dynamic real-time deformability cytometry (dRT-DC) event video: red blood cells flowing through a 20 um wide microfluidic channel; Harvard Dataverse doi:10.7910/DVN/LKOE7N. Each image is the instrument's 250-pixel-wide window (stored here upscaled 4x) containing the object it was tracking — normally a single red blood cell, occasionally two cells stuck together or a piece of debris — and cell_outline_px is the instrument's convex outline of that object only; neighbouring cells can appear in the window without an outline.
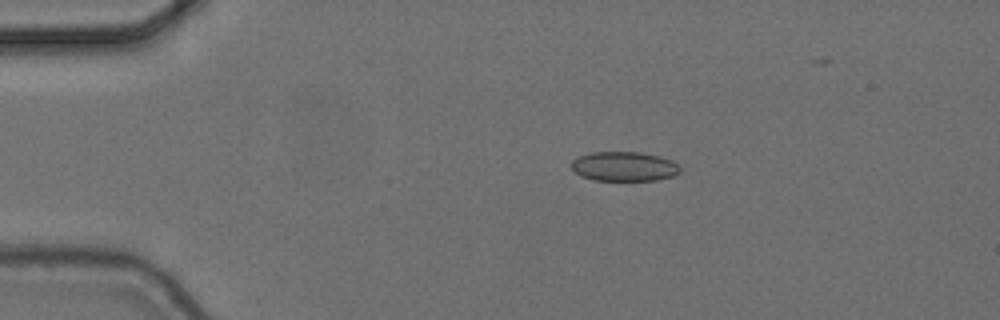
{"species": "common noctule bat (a hibernating species)", "species_latin": "Nyctalus noctula", "temperature_condition": "cold", "stored_images_in_passage": 7, "camera_frame_rate_fps": 3000, "um_per_image_px": 0.085, "animal": {"sex": "female", "body_mass_g": 24.6, "forearm_length_mm": 56.2}, "frame": {"image": 1, "passage_image": 4, "time_ms": 1.0, "image_size_px": [1000, 320], "cell_outline_px": [[680, 172], [672, 176], [656, 180], [592, 180], [580, 176], [572, 168], [572, 160], [576, 156], [592, 152], [640, 152], [660, 156], [672, 160], [680, 164]], "centroid_in_image_um": [53.05, 14.14], "position_along_channel_um": 31.9, "area_um2": 18.84}}
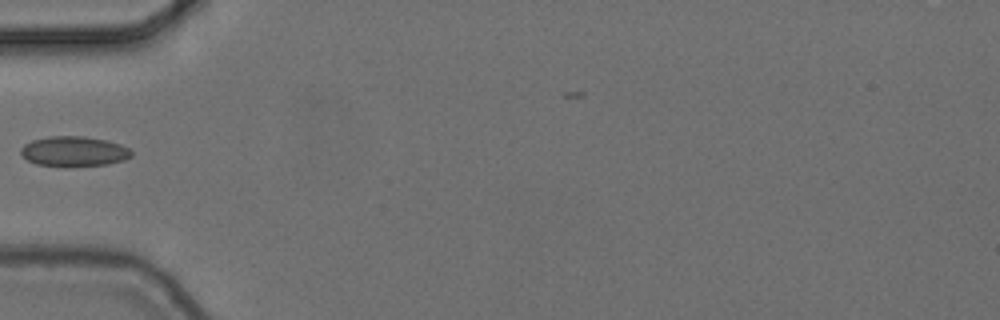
{"frame": {"image": 2, "passage_image": 6, "time_ms": 1.667, "image_size_px": [1000, 320], "cell_outline_px": [[132, 156], [124, 160], [108, 164], [72, 168], [64, 168], [36, 164], [20, 156], [20, 148], [24, 144], [32, 140], [48, 136], [84, 136], [104, 140], [120, 144], [128, 148], [132, 152]], "centroid_in_image_um": [6.24, 12.9], "position_along_channel_um": 78.8, "area_um2": 19.94}}
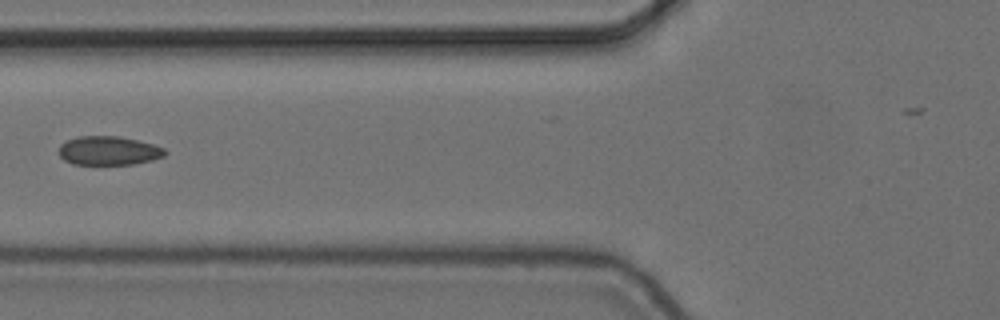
{"frame": {"image": 3, "passage_image": 7, "time_ms": 2.0, "image_size_px": [1000, 320], "cell_outline_px": [[168, 152], [164, 156], [152, 160], [132, 164], [72, 164], [64, 160], [60, 156], [60, 144], [68, 140], [80, 136], [120, 136], [152, 144], [164, 148]], "centroid_in_image_um": [9.24, 12.81], "position_along_channel_um": 116.6, "area_um2": 17.74}}